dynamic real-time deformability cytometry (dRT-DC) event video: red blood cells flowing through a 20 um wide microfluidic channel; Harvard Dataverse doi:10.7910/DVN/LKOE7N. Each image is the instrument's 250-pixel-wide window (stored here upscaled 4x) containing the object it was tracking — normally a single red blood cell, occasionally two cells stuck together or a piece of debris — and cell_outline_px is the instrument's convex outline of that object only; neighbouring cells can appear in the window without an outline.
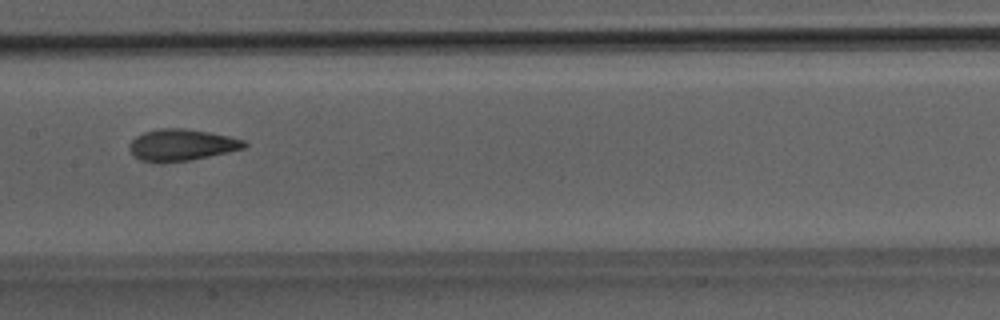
{"species": "Egyptian fruit bat (a non-hibernating species)", "species_latin": "Rousettus aegyptiacus", "temperature_condition": "room temperature", "stored_images_in_passage": 7, "camera_frame_rate_fps": 3000, "um_per_image_px": 0.085, "animal": {"sex": "male"}, "frame": {"image": 1, "passage_image": 7, "time_ms": 7.667, "image_size_px": [1000, 320], "cell_outline_px": [[248, 144], [244, 148], [228, 152], [192, 160], [164, 164], [160, 164], [140, 160], [128, 148], [132, 140], [136, 136], [144, 132], [160, 128], [184, 128], [208, 132], [228, 136], [244, 140]], "centroid_in_image_um": [15.42, 12.34], "position_along_channel_um": 192.0, "area_um2": 21.33}}